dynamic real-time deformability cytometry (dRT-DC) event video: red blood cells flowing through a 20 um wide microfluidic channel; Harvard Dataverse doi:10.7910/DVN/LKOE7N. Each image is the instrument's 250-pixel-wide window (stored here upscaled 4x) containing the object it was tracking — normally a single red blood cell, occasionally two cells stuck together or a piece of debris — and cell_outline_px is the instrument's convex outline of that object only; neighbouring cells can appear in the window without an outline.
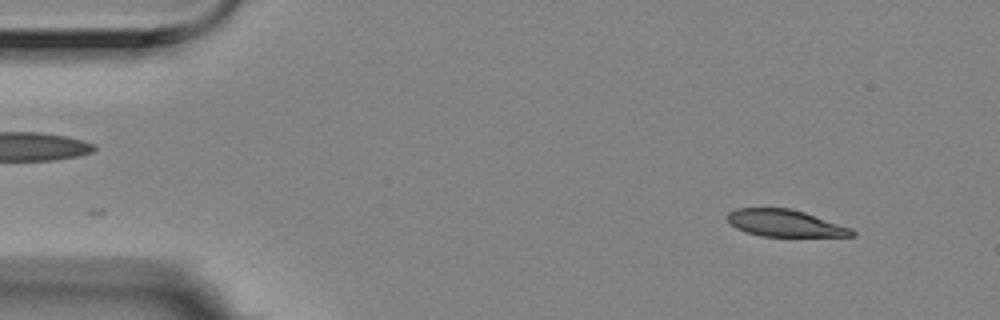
{"species": "Egyptian fruit bat (a non-hibernating species)", "species_latin": "Rousettus aegyptiacus", "temperature_condition": "room temperature", "stored_images_in_passage": 6, "segment_of_instrument_passage": [2, 2], "camera_frame_rate_fps": 3000, "um_per_image_px": 0.085, "animal": {"sex": "female"}, "frame": {"image": 1, "passage_image": 6, "time_ms": 1.667, "image_size_px": [1000, 320], "cell_outline_px": [[856, 236], [760, 236], [736, 228], [728, 220], [728, 212], [736, 208], [788, 208], [804, 212], [852, 228], [856, 232]], "centroid_in_image_um": [66.75, 18.97], "position_along_channel_um": 18.3, "area_um2": 19.36}}